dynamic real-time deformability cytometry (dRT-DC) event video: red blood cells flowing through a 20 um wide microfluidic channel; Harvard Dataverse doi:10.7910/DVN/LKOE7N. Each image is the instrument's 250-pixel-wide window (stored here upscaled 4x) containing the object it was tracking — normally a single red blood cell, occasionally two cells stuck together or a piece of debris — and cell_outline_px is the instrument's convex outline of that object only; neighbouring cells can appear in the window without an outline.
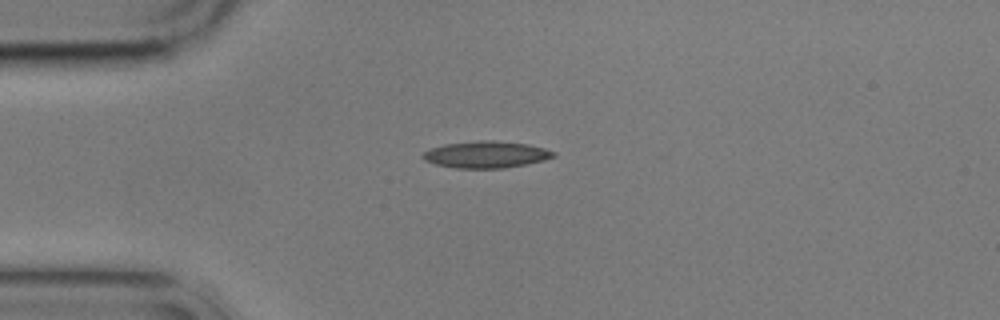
{"species": "common noctule bat (a hibernating species)", "species_latin": "Nyctalus noctula", "temperature_condition": "cold", "stored_images_in_passage": 4, "camera_frame_rate_fps": 3000, "um_per_image_px": 0.085, "animal": {"sex": "male", "body_mass_g": 17.9}, "frame": {"image": 1, "passage_image": 1, "time_ms": 0.0, "image_size_px": [1000, 320], "cell_outline_px": [[556, 156], [544, 160], [504, 168], [456, 168], [436, 164], [424, 160], [420, 156], [424, 152], [432, 148], [444, 144], [476, 140], [492, 140], [528, 144], [544, 148], [556, 152]], "centroid_in_image_um": [41.31, 13.13], "position_along_channel_um": 43.7, "area_um2": 20.35}}
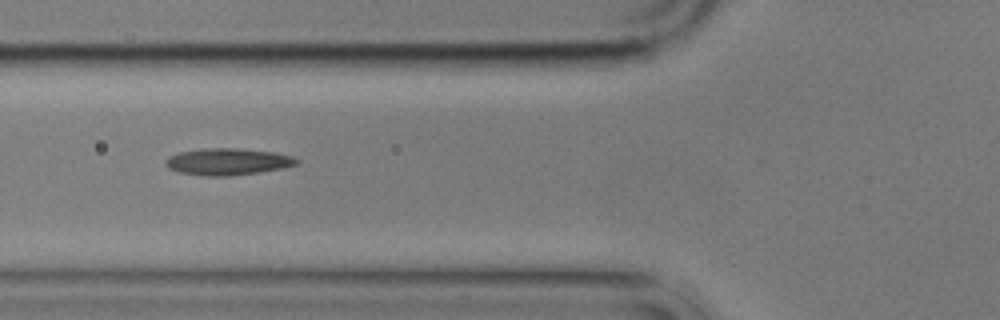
{"frame": {"image": 2, "passage_image": 3, "time_ms": 2.333, "image_size_px": [1000, 320], "cell_outline_px": [[300, 160], [296, 164], [280, 168], [260, 172], [228, 176], [208, 176], [180, 172], [168, 168], [164, 164], [164, 160], [168, 156], [180, 152], [200, 148], [236, 148], [276, 152], [292, 156]], "centroid_in_image_um": [19.32, 13.73], "position_along_channel_um": 106.5, "area_um2": 20.46}}
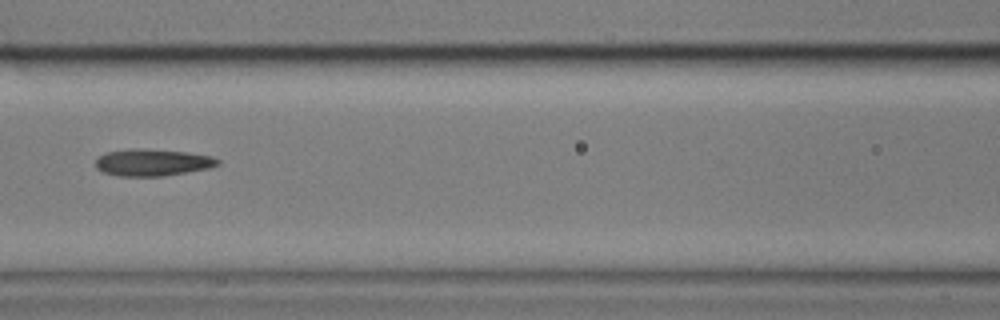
{"frame": {"image": 3, "passage_image": 4, "time_ms": 3.667, "image_size_px": [1000, 320], "cell_outline_px": [[220, 164], [208, 168], [164, 176], [120, 176], [104, 172], [96, 168], [96, 160], [100, 156], [108, 152], [132, 148], [144, 148], [188, 152], [212, 156], [220, 160]], "centroid_in_image_um": [12.99, 13.8], "position_along_channel_um": 153.6, "area_um2": 19.13}}